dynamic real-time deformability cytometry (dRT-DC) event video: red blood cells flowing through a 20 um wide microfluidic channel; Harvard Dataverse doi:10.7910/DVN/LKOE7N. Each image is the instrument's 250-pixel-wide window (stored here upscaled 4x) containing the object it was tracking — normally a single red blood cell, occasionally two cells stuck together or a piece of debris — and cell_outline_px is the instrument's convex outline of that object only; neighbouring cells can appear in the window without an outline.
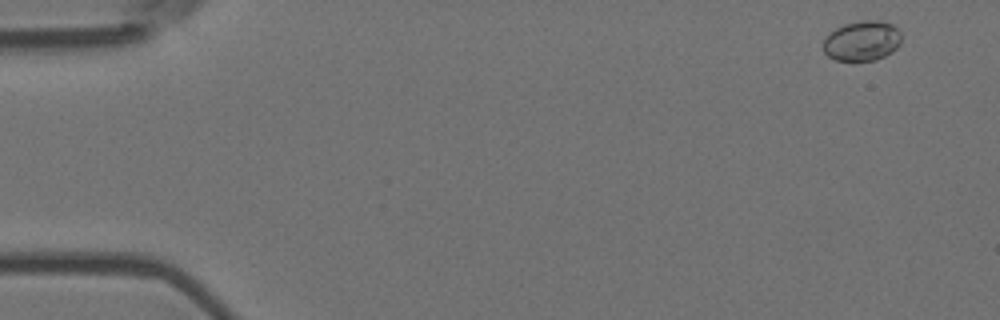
{"species": "Egyptian fruit bat (a non-hibernating species)", "species_latin": "Rousettus aegyptiacus", "temperature_condition": "room temperature", "stored_images_in_passage": 10, "camera_frame_rate_fps": 3000, "um_per_image_px": 0.085, "animal": {"sex": "female"}, "frame": {"image": 1, "passage_image": 1, "time_ms": 0.0, "image_size_px": [1000, 320], "cell_outline_px": [[900, 44], [892, 52], [876, 60], [836, 60], [828, 56], [824, 52], [824, 40], [836, 28], [844, 24], [860, 20], [876, 20], [892, 24], [900, 32]], "centroid_in_image_um": [73.29, 3.47], "position_along_channel_um": 11.7, "area_um2": 18.03}}
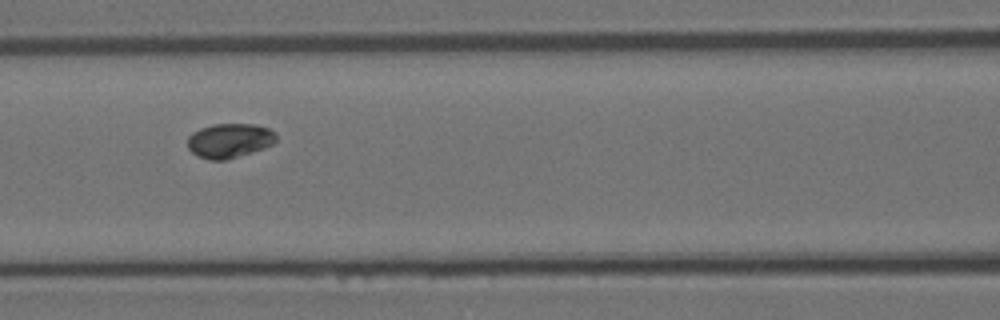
{"frame": {"image": 2, "passage_image": 7, "time_ms": 2.0, "image_size_px": [1000, 320], "cell_outline_px": [[276, 140], [272, 144], [264, 148], [228, 160], [208, 160], [192, 152], [188, 148], [188, 136], [192, 132], [200, 128], [212, 124], [256, 124], [268, 128], [276, 132]], "centroid_in_image_um": [19.51, 11.94], "position_along_channel_um": 147.1, "area_um2": 17.92}}
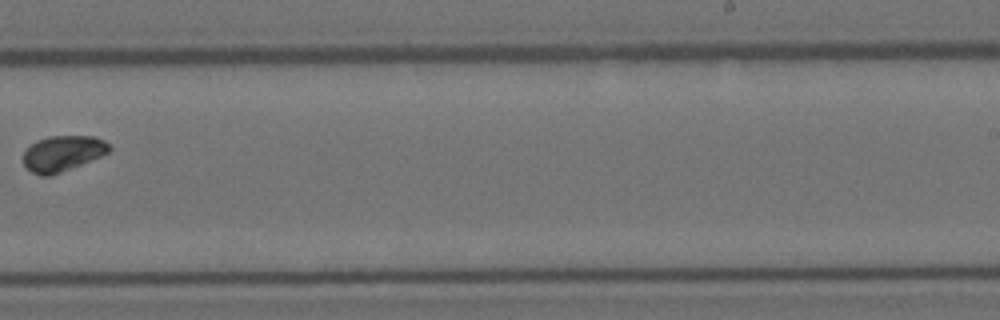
{"frame": {"image": 3, "passage_image": 10, "time_ms": 3.0, "image_size_px": [1000, 320], "cell_outline_px": [[112, 148], [108, 152], [100, 156], [52, 176], [40, 176], [32, 172], [24, 164], [24, 152], [36, 140], [48, 136], [92, 136], [104, 140]], "centroid_in_image_um": [5.32, 13.04], "position_along_channel_um": 283.7, "area_um2": 17.69}}